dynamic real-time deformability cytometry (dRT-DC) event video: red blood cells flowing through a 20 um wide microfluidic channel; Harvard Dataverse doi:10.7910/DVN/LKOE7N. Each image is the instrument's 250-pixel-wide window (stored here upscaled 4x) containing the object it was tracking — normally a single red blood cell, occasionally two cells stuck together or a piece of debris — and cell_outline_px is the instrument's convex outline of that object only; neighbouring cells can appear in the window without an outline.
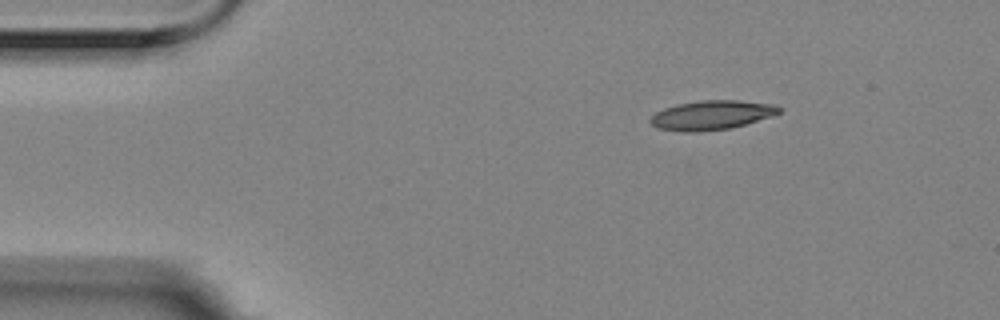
{"species": "Egyptian fruit bat (a non-hibernating species)", "species_latin": "Rousettus aegyptiacus", "temperature_condition": "room temperature", "stored_images_in_passage": 3, "camera_frame_rate_fps": 3000, "um_per_image_px": 0.085, "animal": {"sex": "female"}, "frame": {"image": 1, "passage_image": 1, "time_ms": 0.0, "image_size_px": [1000, 320], "cell_outline_px": [[780, 112], [772, 116], [744, 124], [728, 128], [700, 132], [684, 132], [656, 128], [648, 120], [656, 112], [664, 108], [676, 104], [704, 100], [740, 100], [776, 104], [780, 108]], "centroid_in_image_um": [60.47, 9.78], "position_along_channel_um": 24.5, "area_um2": 21.96}}